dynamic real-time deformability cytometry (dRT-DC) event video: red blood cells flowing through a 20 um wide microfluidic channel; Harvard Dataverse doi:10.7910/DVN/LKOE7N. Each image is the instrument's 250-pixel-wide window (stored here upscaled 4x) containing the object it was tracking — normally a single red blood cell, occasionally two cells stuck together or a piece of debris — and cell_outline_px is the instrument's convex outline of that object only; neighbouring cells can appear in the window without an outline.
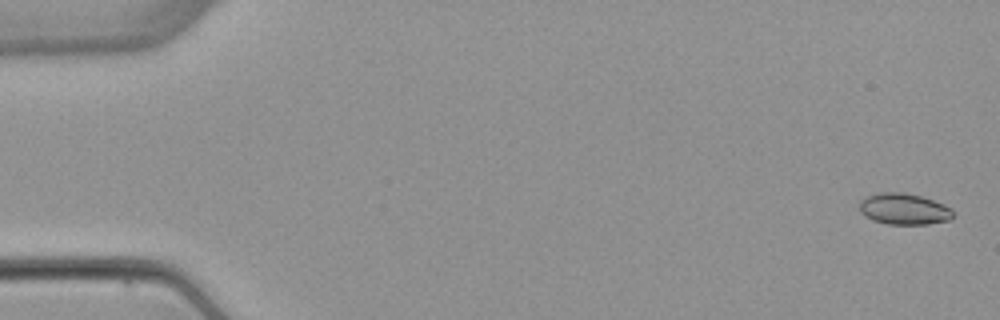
{"species": "common noctule bat (a hibernating species)", "species_latin": "Nyctalus noctula", "temperature_condition": "warm", "stored_images_in_passage": 4, "camera_frame_rate_fps": 3000, "um_per_image_px": 0.085, "animal": {"sex": "female", "body_mass_g": 22.7, "forearm_length_mm": 54.2}, "frame": {"image": 1, "passage_image": 1, "time_ms": 0.0, "image_size_px": [1000, 320], "cell_outline_px": [[952, 216], [948, 220], [928, 224], [888, 224], [872, 220], [864, 216], [860, 212], [860, 200], [868, 196], [880, 192], [904, 192], [920, 196], [944, 204], [952, 208]], "centroid_in_image_um": [76.81, 17.76], "position_along_channel_um": 8.2, "area_um2": 16.99}}
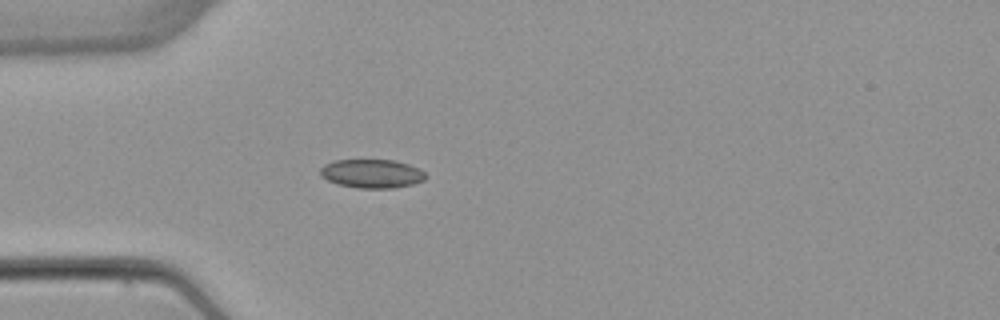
{"frame": {"image": 2, "passage_image": 4, "time_ms": 4.667, "image_size_px": [1000, 320], "cell_outline_px": [[428, 176], [424, 180], [412, 184], [392, 188], [360, 188], [336, 184], [320, 176], [320, 168], [324, 164], [332, 160], [396, 160], [408, 164], [424, 172]], "centroid_in_image_um": [31.57, 14.75], "position_along_channel_um": 53.4, "area_um2": 17.69}}